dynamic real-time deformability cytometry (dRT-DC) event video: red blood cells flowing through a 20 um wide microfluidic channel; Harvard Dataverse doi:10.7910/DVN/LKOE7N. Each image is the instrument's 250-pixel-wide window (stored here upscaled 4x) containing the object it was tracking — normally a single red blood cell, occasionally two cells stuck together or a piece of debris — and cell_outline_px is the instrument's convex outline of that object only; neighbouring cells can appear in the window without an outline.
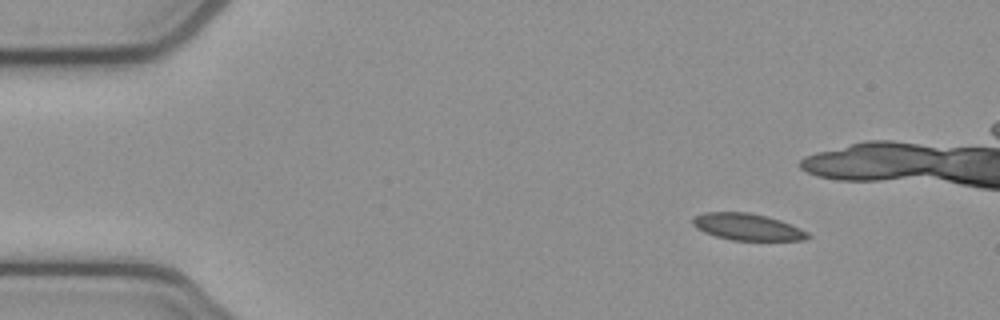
{"species": "common noctule bat (a hibernating species)", "species_latin": "Nyctalus noctula", "temperature_condition": "cold", "stored_images_in_passage": 4, "camera_frame_rate_fps": 3000, "um_per_image_px": 0.085, "animal": {"sex": "female", "body_mass_g": 21.9}, "frame": {"image": 1, "passage_image": 1, "time_ms": 0.0, "image_size_px": [1000, 320], "cell_outline_px": [[812, 236], [804, 240], [732, 240], [716, 236], [704, 232], [696, 228], [692, 224], [692, 216], [704, 212], [748, 212], [768, 216], [792, 224], [808, 232]], "centroid_in_image_um": [63.52, 19.28], "position_along_channel_um": 21.5, "area_um2": 18.09}}